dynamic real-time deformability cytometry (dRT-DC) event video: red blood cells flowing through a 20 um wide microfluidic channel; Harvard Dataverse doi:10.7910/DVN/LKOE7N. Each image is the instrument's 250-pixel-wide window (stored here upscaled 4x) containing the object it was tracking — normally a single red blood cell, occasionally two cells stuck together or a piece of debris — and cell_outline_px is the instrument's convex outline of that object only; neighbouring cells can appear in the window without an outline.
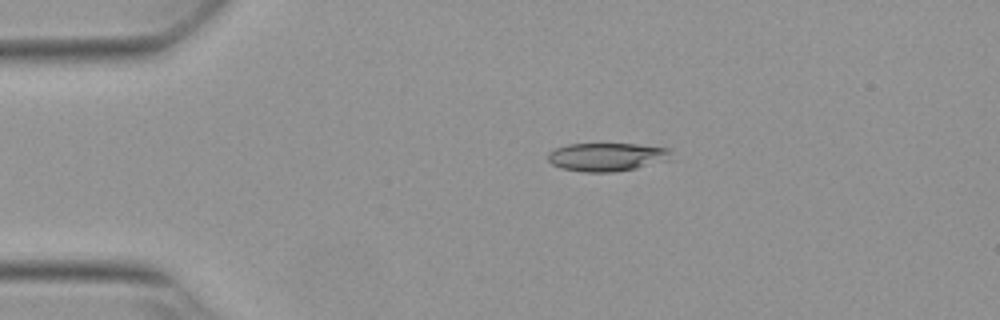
{"species": "Egyptian fruit bat (a non-hibernating species)", "species_latin": "Rousettus aegyptiacus", "temperature_condition": "warm", "stored_images_in_passage": 36, "camera_frame_rate_fps": 3000, "um_per_image_px": 0.085, "animal": {"sex": "female"}, "frame": {"image": 1, "passage_image": 3, "time_ms": 0.667, "image_size_px": [1000, 320], "cell_outline_px": [[672, 160], [636, 168], [612, 172], [584, 172], [560, 168], [552, 164], [548, 160], [548, 152], [556, 148], [568, 144], [636, 144], [668, 148]], "centroid_in_image_um": [51.58, 13.34], "position_along_channel_um": 33.4, "area_um2": 20.4}}
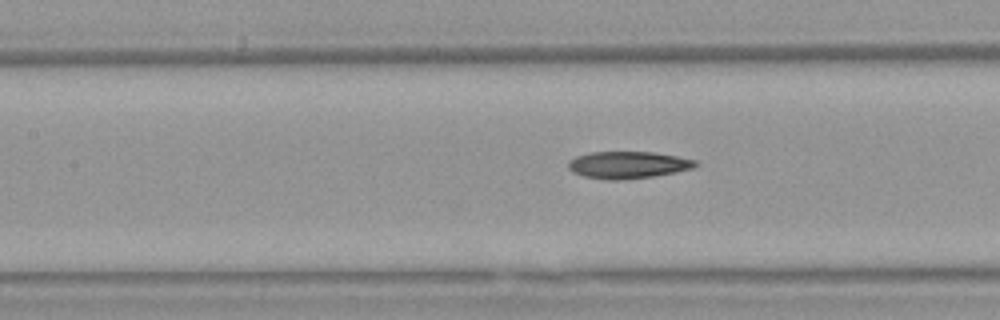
{"frame": {"image": 2, "passage_image": 16, "time_ms": 5.0, "image_size_px": [1000, 320], "cell_outline_px": [[700, 164], [692, 168], [676, 172], [652, 176], [616, 180], [608, 180], [584, 176], [572, 172], [568, 168], [568, 160], [576, 156], [588, 152], [656, 152], [696, 160]], "centroid_in_image_um": [53.36, 14.0], "position_along_channel_um": 154.0, "area_um2": 20.06}}
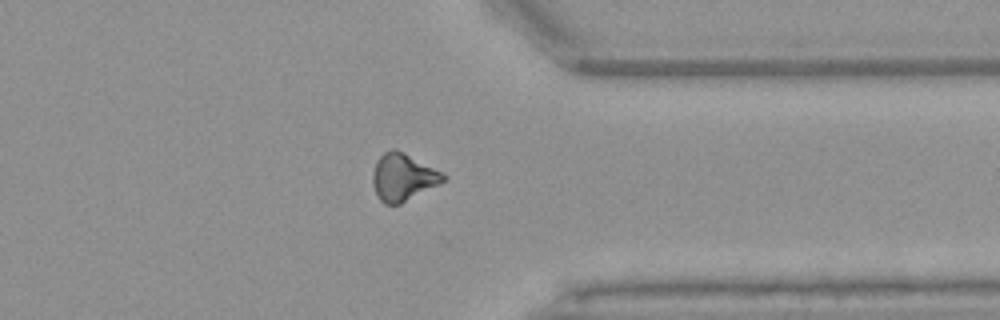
{"frame": {"image": 3, "passage_image": 34, "time_ms": 11.0, "image_size_px": [1000, 320], "cell_outline_px": [[448, 176], [444, 180], [400, 204], [384, 204], [376, 196], [372, 180], [372, 172], [376, 160], [384, 152], [392, 148], [396, 148], [404, 152]], "centroid_in_image_um": [34.19, 15.04], "position_along_channel_um": 377.2, "area_um2": 19.19}, "authors_computed_cell_mechanics": {"area_um2": 20.0566, "velocity_mm_per_s": 3.8233, "shape_relaxation_time_tau1_ms": 7.0125, "shape_relaxation_time_tau2_ms": null, "deformation_change_tau1": 0.182, "deformation_change_tau2": null}}